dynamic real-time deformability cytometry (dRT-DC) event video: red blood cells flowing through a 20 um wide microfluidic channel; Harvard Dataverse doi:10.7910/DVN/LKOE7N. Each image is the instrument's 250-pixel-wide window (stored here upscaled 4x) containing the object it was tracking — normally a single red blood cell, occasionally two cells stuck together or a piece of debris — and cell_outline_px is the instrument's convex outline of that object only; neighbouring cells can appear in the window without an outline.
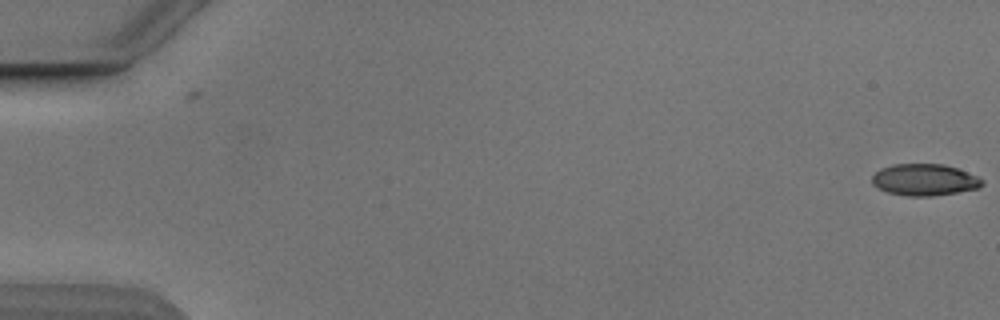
{"species": "Egyptian fruit bat (a non-hibernating species)", "species_latin": "Rousettus aegyptiacus", "temperature_condition": "cold", "stored_images_in_passage": 12, "camera_frame_rate_fps": 3000, "um_per_image_px": 0.085, "animal": {"sex": "male"}, "frame": {"image": 1, "passage_image": 1, "time_ms": 0.0, "image_size_px": [1000, 320], "cell_outline_px": [[980, 184], [968, 188], [948, 192], [900, 192], [888, 188], [912, 164], [924, 164], [952, 168], [960, 172]], "centroid_in_image_um": [79.19, 15.28], "position_along_channel_um": 5.8, "area_um2": 12.77}}